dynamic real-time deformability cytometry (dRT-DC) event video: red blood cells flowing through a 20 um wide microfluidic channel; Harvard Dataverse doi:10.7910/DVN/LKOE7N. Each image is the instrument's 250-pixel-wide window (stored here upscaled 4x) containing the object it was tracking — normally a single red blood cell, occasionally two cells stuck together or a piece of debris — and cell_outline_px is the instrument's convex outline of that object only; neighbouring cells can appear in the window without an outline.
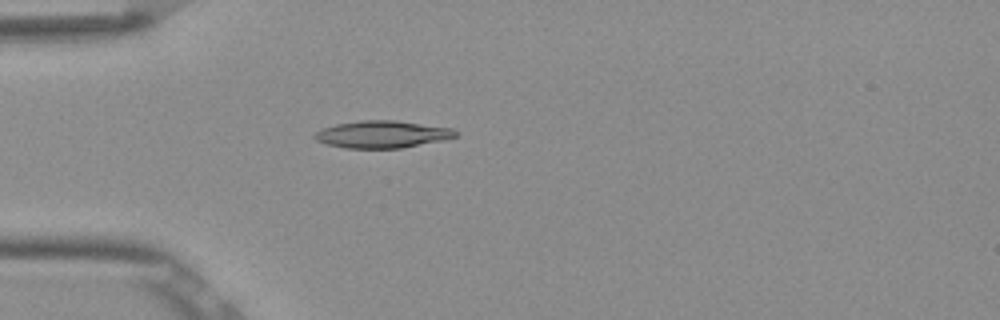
{"species": "Egyptian fruit bat (a non-hibernating species)", "species_latin": "Rousettus aegyptiacus", "temperature_condition": "room temperature", "stored_images_in_passage": 41, "camera_frame_rate_fps": 3000, "um_per_image_px": 0.085, "frame": {"image": 1, "passage_image": 4, "time_ms": 1.0, "image_size_px": [1000, 320], "cell_outline_px": [[460, 132], [456, 136], [444, 140], [400, 148], [344, 148], [328, 144], [316, 140], [312, 136], [316, 132], [324, 128], [336, 124], [360, 120], [396, 120], [452, 128]], "centroid_in_image_um": [32.51, 11.41], "position_along_channel_um": 52.5, "area_um2": 22.31}}
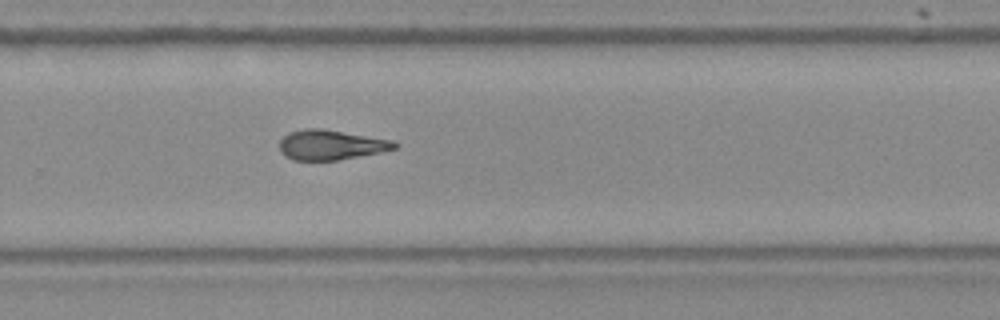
{"frame": {"image": 2, "passage_image": 24, "time_ms": 7.667, "image_size_px": [1000, 320], "cell_outline_px": [[400, 144], [396, 148], [380, 152], [336, 160], [292, 160], [284, 156], [280, 152], [280, 140], [288, 132], [304, 128], [320, 128], [392, 140]], "centroid_in_image_um": [28.09, 12.31], "position_along_channel_um": 301.7, "area_um2": 20.0}}
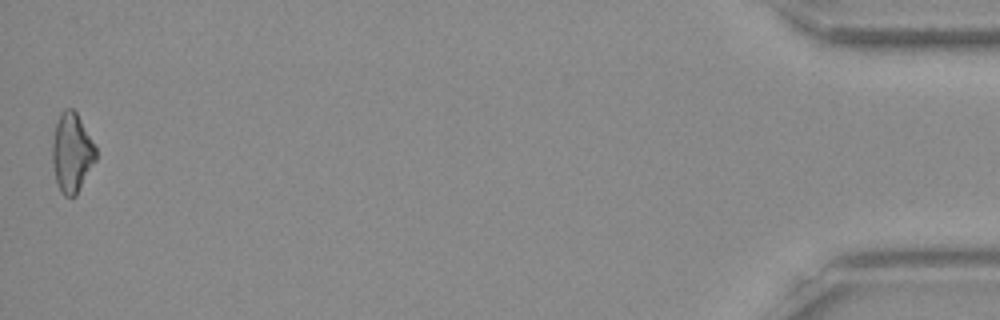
{"frame": {"image": 3, "passage_image": 41, "time_ms": 13.333, "image_size_px": [1000, 320], "cell_outline_px": [[96, 160], [76, 196], [64, 196], [60, 192], [56, 180], [52, 164], [52, 144], [56, 124], [60, 112], [64, 108], [72, 108], [76, 112], [96, 148]], "centroid_in_image_um": [6.09, 12.99], "position_along_channel_um": 429.1, "area_um2": 20.0}, "authors_computed_cell_mechanics": {"area_um2": 20.23, "velocity_mm_per_s": 3.8806, "shape_relaxation_time_tau1_ms": 5.4681, "shape_relaxation_time_tau2_ms": 2.1986, "deformation_change_tau1": 0.17, "deformation_change_tau2": 0.105}}